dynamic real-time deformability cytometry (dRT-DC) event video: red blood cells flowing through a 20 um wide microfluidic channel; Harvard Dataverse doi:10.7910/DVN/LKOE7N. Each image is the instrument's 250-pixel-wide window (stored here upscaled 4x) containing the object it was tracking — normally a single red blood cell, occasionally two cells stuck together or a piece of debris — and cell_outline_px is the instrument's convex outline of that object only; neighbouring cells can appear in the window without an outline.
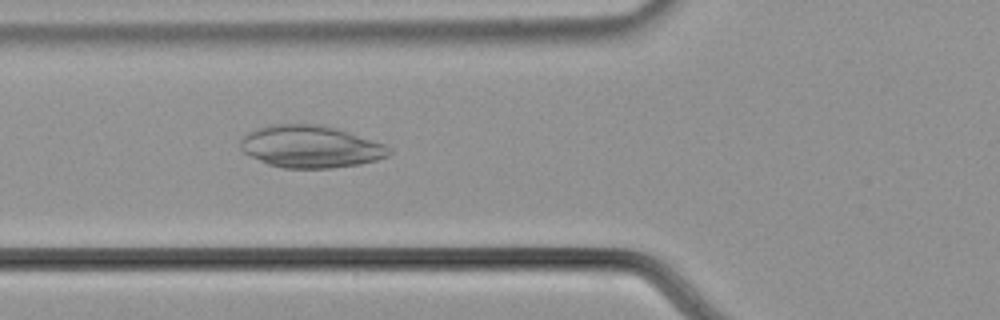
{"species": "common noctule bat (a hibernating species)", "species_latin": "Nyctalus noctula", "temperature_condition": "cold", "stored_images_in_passage": 40, "camera_frame_rate_fps": 3000, "um_per_image_px": 0.085, "animal": {"sex": "male", "body_mass_g": 21.5, "forearm_length_mm": 52.0}, "frame": {"image": 1, "passage_image": 5, "time_ms": 1.333, "image_size_px": [1000, 320], "cell_outline_px": [[392, 152], [388, 156], [376, 160], [360, 164], [328, 168], [284, 168], [268, 164], [244, 152], [240, 148], [240, 140], [248, 132], [256, 128], [272, 124], [320, 124], [340, 128], [384, 144], [392, 148]], "centroid_in_image_um": [26.42, 12.45], "position_along_channel_um": 99.4, "area_um2": 36.76}}
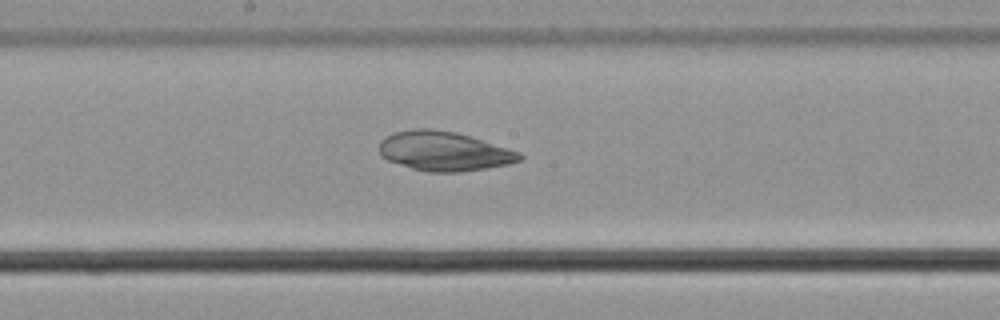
{"frame": {"image": 2, "passage_image": 14, "time_ms": 4.333, "image_size_px": [1000, 320], "cell_outline_px": [[524, 156], [520, 160], [508, 164], [460, 172], [428, 172], [412, 168], [388, 160], [380, 156], [380, 140], [384, 136], [396, 132], [416, 128], [432, 128], [456, 132], [520, 152]], "centroid_in_image_um": [37.71, 12.84], "position_along_channel_um": 210.5, "area_um2": 32.02}}
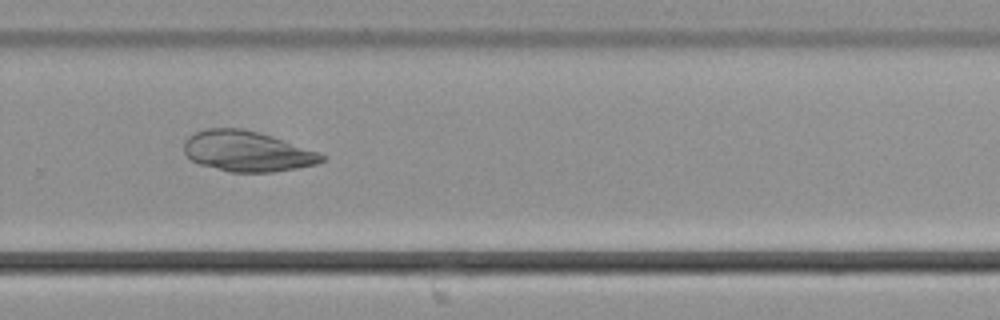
{"frame": {"image": 3, "passage_image": 22, "time_ms": 7.0, "image_size_px": [1000, 320], "cell_outline_px": [[324, 160], [316, 164], [296, 168], [272, 172], [228, 172], [200, 164], [192, 160], [184, 152], [184, 140], [188, 136], [204, 128], [244, 128], [260, 132], [272, 136], [316, 152], [324, 156]], "centroid_in_image_um": [20.94, 12.85], "position_along_channel_um": 308.9, "area_um2": 32.31}}